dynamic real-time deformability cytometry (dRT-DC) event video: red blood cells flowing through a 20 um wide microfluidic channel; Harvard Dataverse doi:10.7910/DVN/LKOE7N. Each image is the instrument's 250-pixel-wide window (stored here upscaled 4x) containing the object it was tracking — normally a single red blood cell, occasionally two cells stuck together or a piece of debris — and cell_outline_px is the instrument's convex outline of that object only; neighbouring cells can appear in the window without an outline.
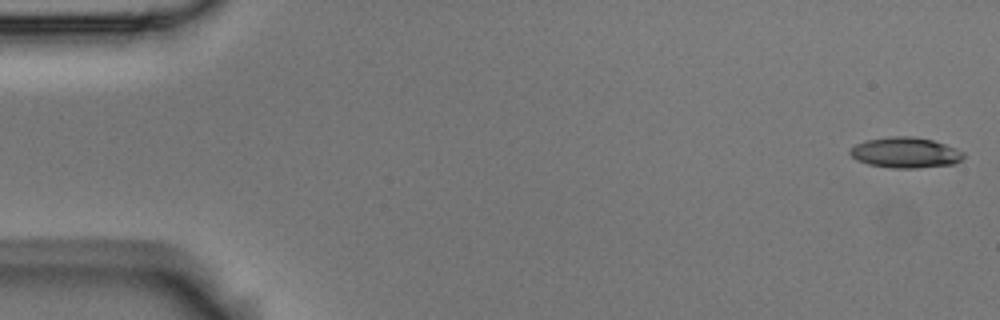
{"species": "Egyptian fruit bat (a non-hibernating species)", "species_latin": "Rousettus aegyptiacus", "temperature_condition": "room temperature", "stored_images_in_passage": 54, "camera_frame_rate_fps": 3000, "um_per_image_px": 0.085, "animal": {"sex": "male"}, "frame": {"image": 1, "passage_image": 1, "time_ms": 0.0, "image_size_px": [1000, 320], "cell_outline_px": [[964, 156], [956, 164], [916, 168], [892, 168], [868, 164], [856, 160], [848, 152], [856, 144], [864, 140], [892, 136], [912, 136], [932, 140], [956, 148], [964, 152]], "centroid_in_image_um": [76.96, 12.97], "position_along_channel_um": 8.0, "area_um2": 20.29}}
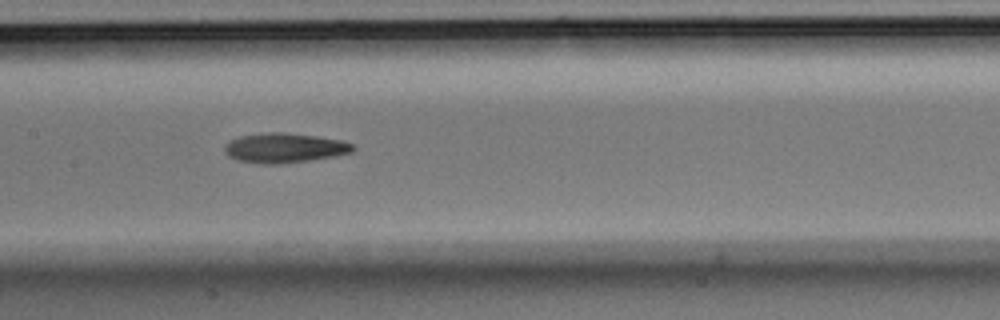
{"frame": {"image": 2, "passage_image": 26, "time_ms": 8.333, "image_size_px": [1000, 320], "cell_outline_px": [[352, 152], [336, 156], [280, 164], [264, 164], [236, 160], [228, 156], [224, 152], [224, 148], [228, 140], [240, 136], [268, 132], [280, 132], [316, 136], [340, 140], [352, 144]], "centroid_in_image_um": [24.12, 12.58], "position_along_channel_um": 183.3, "area_um2": 22.08}}
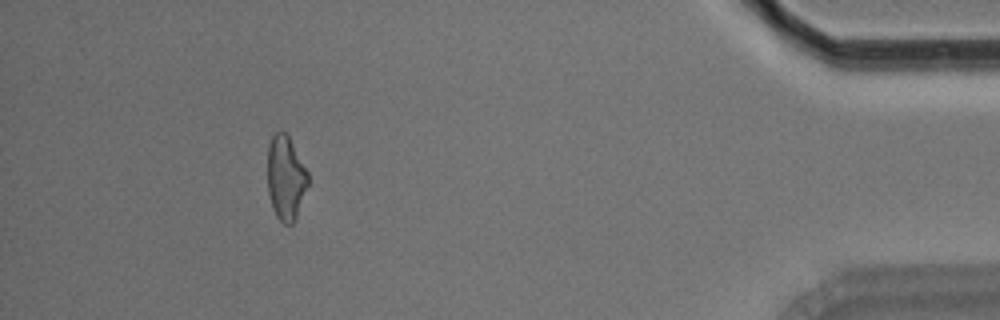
{"frame": {"image": 3, "passage_image": 49, "time_ms": 16.0, "image_size_px": [1000, 320], "cell_outline_px": [[308, 184], [296, 216], [292, 224], [284, 224], [276, 216], [272, 208], [268, 192], [268, 144], [272, 136], [280, 128], [288, 132], [308, 172]], "centroid_in_image_um": [24.28, 15.04], "position_along_channel_um": 410.9, "area_um2": 20.11}, "authors_computed_cell_mechanics": {"area_um2": 20.808, "velocity_mm_per_s": 3.7282, "shape_relaxation_time_tau1_ms": null, "shape_relaxation_time_tau2_ms": 6.703, "deformation_change_tau1": null, "deformation_change_tau2": 0.1865}}